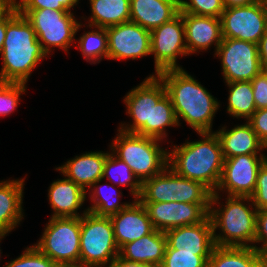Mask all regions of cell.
Listing matches in <instances>:
<instances>
[{
  "mask_svg": "<svg viewBox=\"0 0 267 267\" xmlns=\"http://www.w3.org/2000/svg\"><path fill=\"white\" fill-rule=\"evenodd\" d=\"M158 76L171 98L178 125L181 117L197 133L211 132L220 105L217 99L182 68L164 70Z\"/></svg>",
  "mask_w": 267,
  "mask_h": 267,
  "instance_id": "6da1fadb",
  "label": "cell"
},
{
  "mask_svg": "<svg viewBox=\"0 0 267 267\" xmlns=\"http://www.w3.org/2000/svg\"><path fill=\"white\" fill-rule=\"evenodd\" d=\"M46 56L33 26L15 8L7 16L0 81L26 84L32 70Z\"/></svg>",
  "mask_w": 267,
  "mask_h": 267,
  "instance_id": "7a4b0ae2",
  "label": "cell"
},
{
  "mask_svg": "<svg viewBox=\"0 0 267 267\" xmlns=\"http://www.w3.org/2000/svg\"><path fill=\"white\" fill-rule=\"evenodd\" d=\"M198 134L203 140L174 145L168 151V167L179 176L201 182L214 193L224 164L221 143L215 132Z\"/></svg>",
  "mask_w": 267,
  "mask_h": 267,
  "instance_id": "3957f363",
  "label": "cell"
},
{
  "mask_svg": "<svg viewBox=\"0 0 267 267\" xmlns=\"http://www.w3.org/2000/svg\"><path fill=\"white\" fill-rule=\"evenodd\" d=\"M226 199L225 207L214 209L216 203L220 204L218 191L211 195L209 216L213 225L215 245L254 247L258 210L255 207L253 210L244 203L252 202L251 197L228 196ZM218 227L223 232L222 236L215 233Z\"/></svg>",
  "mask_w": 267,
  "mask_h": 267,
  "instance_id": "277c9868",
  "label": "cell"
},
{
  "mask_svg": "<svg viewBox=\"0 0 267 267\" xmlns=\"http://www.w3.org/2000/svg\"><path fill=\"white\" fill-rule=\"evenodd\" d=\"M118 131L110 146L112 153L131 168L141 183L168 166V152L158 144L161 140Z\"/></svg>",
  "mask_w": 267,
  "mask_h": 267,
  "instance_id": "5b68a950",
  "label": "cell"
},
{
  "mask_svg": "<svg viewBox=\"0 0 267 267\" xmlns=\"http://www.w3.org/2000/svg\"><path fill=\"white\" fill-rule=\"evenodd\" d=\"M119 256L110 217L84 211L81 215L80 267H108Z\"/></svg>",
  "mask_w": 267,
  "mask_h": 267,
  "instance_id": "8992f818",
  "label": "cell"
},
{
  "mask_svg": "<svg viewBox=\"0 0 267 267\" xmlns=\"http://www.w3.org/2000/svg\"><path fill=\"white\" fill-rule=\"evenodd\" d=\"M212 192L201 182L177 175L170 167L141 184V203L210 204Z\"/></svg>",
  "mask_w": 267,
  "mask_h": 267,
  "instance_id": "52a82bcc",
  "label": "cell"
},
{
  "mask_svg": "<svg viewBox=\"0 0 267 267\" xmlns=\"http://www.w3.org/2000/svg\"><path fill=\"white\" fill-rule=\"evenodd\" d=\"M81 217H51L34 245L57 265H79Z\"/></svg>",
  "mask_w": 267,
  "mask_h": 267,
  "instance_id": "ba28073f",
  "label": "cell"
},
{
  "mask_svg": "<svg viewBox=\"0 0 267 267\" xmlns=\"http://www.w3.org/2000/svg\"><path fill=\"white\" fill-rule=\"evenodd\" d=\"M33 26L38 41L47 55L51 47H60L67 51L71 47L81 24L76 21L73 13L67 10H18Z\"/></svg>",
  "mask_w": 267,
  "mask_h": 267,
  "instance_id": "9c48e42d",
  "label": "cell"
},
{
  "mask_svg": "<svg viewBox=\"0 0 267 267\" xmlns=\"http://www.w3.org/2000/svg\"><path fill=\"white\" fill-rule=\"evenodd\" d=\"M167 93L165 84L158 75H151L136 88L127 93L124 102L133 121L130 126L121 125L119 130L126 133L152 138L153 103Z\"/></svg>",
  "mask_w": 267,
  "mask_h": 267,
  "instance_id": "30bf717a",
  "label": "cell"
},
{
  "mask_svg": "<svg viewBox=\"0 0 267 267\" xmlns=\"http://www.w3.org/2000/svg\"><path fill=\"white\" fill-rule=\"evenodd\" d=\"M215 55L221 57L226 83L251 81L262 71L256 43L222 38Z\"/></svg>",
  "mask_w": 267,
  "mask_h": 267,
  "instance_id": "8fae6325",
  "label": "cell"
},
{
  "mask_svg": "<svg viewBox=\"0 0 267 267\" xmlns=\"http://www.w3.org/2000/svg\"><path fill=\"white\" fill-rule=\"evenodd\" d=\"M221 28L222 38L258 44L267 29V8L260 0L247 6L225 8Z\"/></svg>",
  "mask_w": 267,
  "mask_h": 267,
  "instance_id": "7c38bea8",
  "label": "cell"
},
{
  "mask_svg": "<svg viewBox=\"0 0 267 267\" xmlns=\"http://www.w3.org/2000/svg\"><path fill=\"white\" fill-rule=\"evenodd\" d=\"M150 46L151 54H154L155 75L164 70L181 68L176 62L178 55H189L181 12L171 21L150 31Z\"/></svg>",
  "mask_w": 267,
  "mask_h": 267,
  "instance_id": "4fadbf2b",
  "label": "cell"
},
{
  "mask_svg": "<svg viewBox=\"0 0 267 267\" xmlns=\"http://www.w3.org/2000/svg\"><path fill=\"white\" fill-rule=\"evenodd\" d=\"M154 229L166 232L169 229L196 225L203 222L210 211V204L154 202L142 203Z\"/></svg>",
  "mask_w": 267,
  "mask_h": 267,
  "instance_id": "5bb4252c",
  "label": "cell"
},
{
  "mask_svg": "<svg viewBox=\"0 0 267 267\" xmlns=\"http://www.w3.org/2000/svg\"><path fill=\"white\" fill-rule=\"evenodd\" d=\"M262 166V154L237 155L224 159L218 191L226 189L228 196H251Z\"/></svg>",
  "mask_w": 267,
  "mask_h": 267,
  "instance_id": "9a60e30c",
  "label": "cell"
},
{
  "mask_svg": "<svg viewBox=\"0 0 267 267\" xmlns=\"http://www.w3.org/2000/svg\"><path fill=\"white\" fill-rule=\"evenodd\" d=\"M108 59H136L151 54L150 31L128 21L106 28Z\"/></svg>",
  "mask_w": 267,
  "mask_h": 267,
  "instance_id": "2e32d148",
  "label": "cell"
},
{
  "mask_svg": "<svg viewBox=\"0 0 267 267\" xmlns=\"http://www.w3.org/2000/svg\"><path fill=\"white\" fill-rule=\"evenodd\" d=\"M110 219L119 249L154 230L146 208L138 199H135L132 203L130 202L126 208L117 214L111 215Z\"/></svg>",
  "mask_w": 267,
  "mask_h": 267,
  "instance_id": "e0dca14e",
  "label": "cell"
},
{
  "mask_svg": "<svg viewBox=\"0 0 267 267\" xmlns=\"http://www.w3.org/2000/svg\"><path fill=\"white\" fill-rule=\"evenodd\" d=\"M164 233L166 249H177L179 252H213L216 246L210 216L199 224L172 228Z\"/></svg>",
  "mask_w": 267,
  "mask_h": 267,
  "instance_id": "ac0fdd59",
  "label": "cell"
},
{
  "mask_svg": "<svg viewBox=\"0 0 267 267\" xmlns=\"http://www.w3.org/2000/svg\"><path fill=\"white\" fill-rule=\"evenodd\" d=\"M188 54L208 49L215 43V53L222 41L221 18L182 13ZM198 50V51H197Z\"/></svg>",
  "mask_w": 267,
  "mask_h": 267,
  "instance_id": "d6986e66",
  "label": "cell"
},
{
  "mask_svg": "<svg viewBox=\"0 0 267 267\" xmlns=\"http://www.w3.org/2000/svg\"><path fill=\"white\" fill-rule=\"evenodd\" d=\"M179 12V0H130V21L149 31L171 21Z\"/></svg>",
  "mask_w": 267,
  "mask_h": 267,
  "instance_id": "ffe728a7",
  "label": "cell"
},
{
  "mask_svg": "<svg viewBox=\"0 0 267 267\" xmlns=\"http://www.w3.org/2000/svg\"><path fill=\"white\" fill-rule=\"evenodd\" d=\"M167 241L165 233L154 229L138 240L129 242L119 249V258L135 263L160 267L163 263Z\"/></svg>",
  "mask_w": 267,
  "mask_h": 267,
  "instance_id": "44dd1931",
  "label": "cell"
},
{
  "mask_svg": "<svg viewBox=\"0 0 267 267\" xmlns=\"http://www.w3.org/2000/svg\"><path fill=\"white\" fill-rule=\"evenodd\" d=\"M109 153L88 152L67 161L65 165L55 168L64 177L73 181L86 191L99 180H102L104 164Z\"/></svg>",
  "mask_w": 267,
  "mask_h": 267,
  "instance_id": "7402d4cb",
  "label": "cell"
},
{
  "mask_svg": "<svg viewBox=\"0 0 267 267\" xmlns=\"http://www.w3.org/2000/svg\"><path fill=\"white\" fill-rule=\"evenodd\" d=\"M49 188L52 217H81L77 210L83 206L87 195L82 187L65 177L54 181Z\"/></svg>",
  "mask_w": 267,
  "mask_h": 267,
  "instance_id": "603a6c76",
  "label": "cell"
},
{
  "mask_svg": "<svg viewBox=\"0 0 267 267\" xmlns=\"http://www.w3.org/2000/svg\"><path fill=\"white\" fill-rule=\"evenodd\" d=\"M225 128L215 132L220 140L224 159L237 155H257L260 150L265 149L247 121L229 131Z\"/></svg>",
  "mask_w": 267,
  "mask_h": 267,
  "instance_id": "cb8c5ba5",
  "label": "cell"
},
{
  "mask_svg": "<svg viewBox=\"0 0 267 267\" xmlns=\"http://www.w3.org/2000/svg\"><path fill=\"white\" fill-rule=\"evenodd\" d=\"M24 178L0 182V233L11 232L22 220Z\"/></svg>",
  "mask_w": 267,
  "mask_h": 267,
  "instance_id": "d4e9b609",
  "label": "cell"
},
{
  "mask_svg": "<svg viewBox=\"0 0 267 267\" xmlns=\"http://www.w3.org/2000/svg\"><path fill=\"white\" fill-rule=\"evenodd\" d=\"M89 27L108 28L130 21V0H89Z\"/></svg>",
  "mask_w": 267,
  "mask_h": 267,
  "instance_id": "484cf974",
  "label": "cell"
},
{
  "mask_svg": "<svg viewBox=\"0 0 267 267\" xmlns=\"http://www.w3.org/2000/svg\"><path fill=\"white\" fill-rule=\"evenodd\" d=\"M260 255L254 247L215 246L207 267H249Z\"/></svg>",
  "mask_w": 267,
  "mask_h": 267,
  "instance_id": "4316f807",
  "label": "cell"
},
{
  "mask_svg": "<svg viewBox=\"0 0 267 267\" xmlns=\"http://www.w3.org/2000/svg\"><path fill=\"white\" fill-rule=\"evenodd\" d=\"M229 86V97L227 111L237 118L249 119L256 111L251 81H240L227 83Z\"/></svg>",
  "mask_w": 267,
  "mask_h": 267,
  "instance_id": "83f0119b",
  "label": "cell"
},
{
  "mask_svg": "<svg viewBox=\"0 0 267 267\" xmlns=\"http://www.w3.org/2000/svg\"><path fill=\"white\" fill-rule=\"evenodd\" d=\"M105 177L119 186H130V192L134 199L139 198L142 183L134 175L131 168L112 153L108 154L104 164L102 180Z\"/></svg>",
  "mask_w": 267,
  "mask_h": 267,
  "instance_id": "f1b7e54d",
  "label": "cell"
},
{
  "mask_svg": "<svg viewBox=\"0 0 267 267\" xmlns=\"http://www.w3.org/2000/svg\"><path fill=\"white\" fill-rule=\"evenodd\" d=\"M100 182H101V180L96 181L91 186V188H94V189H91L93 194H91L90 197H91L92 201H94V204L90 208L86 209L88 212L93 213L97 216L110 217L111 215L117 214L119 211L126 208L130 204V203L119 204L118 201H116L114 199V197H113L114 195L117 198V200L119 199V196L121 195V192L118 193V192L114 191V189L117 190L116 188H114L115 187L114 185L110 186V185L105 184L106 188L107 189L109 188L110 193L109 192L103 193L104 187H102L101 185L97 186V184ZM117 193H118V195H117Z\"/></svg>",
  "mask_w": 267,
  "mask_h": 267,
  "instance_id": "f546056e",
  "label": "cell"
},
{
  "mask_svg": "<svg viewBox=\"0 0 267 267\" xmlns=\"http://www.w3.org/2000/svg\"><path fill=\"white\" fill-rule=\"evenodd\" d=\"M97 31L85 32L78 41V49L81 50L85 60L96 64L102 58H107L108 42L106 28L96 27Z\"/></svg>",
  "mask_w": 267,
  "mask_h": 267,
  "instance_id": "4dcf8cb0",
  "label": "cell"
},
{
  "mask_svg": "<svg viewBox=\"0 0 267 267\" xmlns=\"http://www.w3.org/2000/svg\"><path fill=\"white\" fill-rule=\"evenodd\" d=\"M179 126L174 107L172 105L171 98L166 93L158 103H153V114H152V138L161 140L167 134L166 126Z\"/></svg>",
  "mask_w": 267,
  "mask_h": 267,
  "instance_id": "1f68e13d",
  "label": "cell"
},
{
  "mask_svg": "<svg viewBox=\"0 0 267 267\" xmlns=\"http://www.w3.org/2000/svg\"><path fill=\"white\" fill-rule=\"evenodd\" d=\"M212 252H179L177 249H166L160 267H207Z\"/></svg>",
  "mask_w": 267,
  "mask_h": 267,
  "instance_id": "d6a6232c",
  "label": "cell"
},
{
  "mask_svg": "<svg viewBox=\"0 0 267 267\" xmlns=\"http://www.w3.org/2000/svg\"><path fill=\"white\" fill-rule=\"evenodd\" d=\"M180 12L221 18L225 10L223 0H180Z\"/></svg>",
  "mask_w": 267,
  "mask_h": 267,
  "instance_id": "836d02e7",
  "label": "cell"
},
{
  "mask_svg": "<svg viewBox=\"0 0 267 267\" xmlns=\"http://www.w3.org/2000/svg\"><path fill=\"white\" fill-rule=\"evenodd\" d=\"M25 83L0 81V116H6L16 110L20 95L26 90Z\"/></svg>",
  "mask_w": 267,
  "mask_h": 267,
  "instance_id": "e575fe53",
  "label": "cell"
},
{
  "mask_svg": "<svg viewBox=\"0 0 267 267\" xmlns=\"http://www.w3.org/2000/svg\"><path fill=\"white\" fill-rule=\"evenodd\" d=\"M56 265L33 245L26 248L20 257L7 263L5 267H56Z\"/></svg>",
  "mask_w": 267,
  "mask_h": 267,
  "instance_id": "d590c367",
  "label": "cell"
},
{
  "mask_svg": "<svg viewBox=\"0 0 267 267\" xmlns=\"http://www.w3.org/2000/svg\"><path fill=\"white\" fill-rule=\"evenodd\" d=\"M79 0H21L16 2L17 10H40V9H53V10H67L71 12Z\"/></svg>",
  "mask_w": 267,
  "mask_h": 267,
  "instance_id": "8d00e7d4",
  "label": "cell"
},
{
  "mask_svg": "<svg viewBox=\"0 0 267 267\" xmlns=\"http://www.w3.org/2000/svg\"><path fill=\"white\" fill-rule=\"evenodd\" d=\"M250 197L257 210L267 209V170L263 165L259 169L255 190Z\"/></svg>",
  "mask_w": 267,
  "mask_h": 267,
  "instance_id": "74e56055",
  "label": "cell"
},
{
  "mask_svg": "<svg viewBox=\"0 0 267 267\" xmlns=\"http://www.w3.org/2000/svg\"><path fill=\"white\" fill-rule=\"evenodd\" d=\"M256 110L267 108V72L261 71L251 80Z\"/></svg>",
  "mask_w": 267,
  "mask_h": 267,
  "instance_id": "f35d334b",
  "label": "cell"
},
{
  "mask_svg": "<svg viewBox=\"0 0 267 267\" xmlns=\"http://www.w3.org/2000/svg\"><path fill=\"white\" fill-rule=\"evenodd\" d=\"M254 243H263L254 248L261 254L267 255V209H259L256 217V237Z\"/></svg>",
  "mask_w": 267,
  "mask_h": 267,
  "instance_id": "ab89813d",
  "label": "cell"
},
{
  "mask_svg": "<svg viewBox=\"0 0 267 267\" xmlns=\"http://www.w3.org/2000/svg\"><path fill=\"white\" fill-rule=\"evenodd\" d=\"M265 148H267V108L256 110L247 120Z\"/></svg>",
  "mask_w": 267,
  "mask_h": 267,
  "instance_id": "60d3db41",
  "label": "cell"
},
{
  "mask_svg": "<svg viewBox=\"0 0 267 267\" xmlns=\"http://www.w3.org/2000/svg\"><path fill=\"white\" fill-rule=\"evenodd\" d=\"M258 51L262 71L267 72V29L258 43Z\"/></svg>",
  "mask_w": 267,
  "mask_h": 267,
  "instance_id": "b9f144b4",
  "label": "cell"
},
{
  "mask_svg": "<svg viewBox=\"0 0 267 267\" xmlns=\"http://www.w3.org/2000/svg\"><path fill=\"white\" fill-rule=\"evenodd\" d=\"M16 8V0H0V21Z\"/></svg>",
  "mask_w": 267,
  "mask_h": 267,
  "instance_id": "7bdbcfd3",
  "label": "cell"
},
{
  "mask_svg": "<svg viewBox=\"0 0 267 267\" xmlns=\"http://www.w3.org/2000/svg\"><path fill=\"white\" fill-rule=\"evenodd\" d=\"M111 267H157V266L143 264V263L129 262L117 257V259L112 263Z\"/></svg>",
  "mask_w": 267,
  "mask_h": 267,
  "instance_id": "ee69618b",
  "label": "cell"
},
{
  "mask_svg": "<svg viewBox=\"0 0 267 267\" xmlns=\"http://www.w3.org/2000/svg\"><path fill=\"white\" fill-rule=\"evenodd\" d=\"M259 0H223L225 8L247 6L258 2Z\"/></svg>",
  "mask_w": 267,
  "mask_h": 267,
  "instance_id": "f6af8a7d",
  "label": "cell"
},
{
  "mask_svg": "<svg viewBox=\"0 0 267 267\" xmlns=\"http://www.w3.org/2000/svg\"><path fill=\"white\" fill-rule=\"evenodd\" d=\"M6 26H7V17L4 20L0 21V54L3 49V43L6 34Z\"/></svg>",
  "mask_w": 267,
  "mask_h": 267,
  "instance_id": "bcb514c9",
  "label": "cell"
},
{
  "mask_svg": "<svg viewBox=\"0 0 267 267\" xmlns=\"http://www.w3.org/2000/svg\"><path fill=\"white\" fill-rule=\"evenodd\" d=\"M249 267H267V255H260Z\"/></svg>",
  "mask_w": 267,
  "mask_h": 267,
  "instance_id": "7dc6e473",
  "label": "cell"
},
{
  "mask_svg": "<svg viewBox=\"0 0 267 267\" xmlns=\"http://www.w3.org/2000/svg\"><path fill=\"white\" fill-rule=\"evenodd\" d=\"M267 149V148H265ZM262 165L266 168L267 170V156L262 155Z\"/></svg>",
  "mask_w": 267,
  "mask_h": 267,
  "instance_id": "c3c4849f",
  "label": "cell"
},
{
  "mask_svg": "<svg viewBox=\"0 0 267 267\" xmlns=\"http://www.w3.org/2000/svg\"><path fill=\"white\" fill-rule=\"evenodd\" d=\"M56 267H80L79 265H56Z\"/></svg>",
  "mask_w": 267,
  "mask_h": 267,
  "instance_id": "681fc988",
  "label": "cell"
},
{
  "mask_svg": "<svg viewBox=\"0 0 267 267\" xmlns=\"http://www.w3.org/2000/svg\"><path fill=\"white\" fill-rule=\"evenodd\" d=\"M262 4L267 8V0H260Z\"/></svg>",
  "mask_w": 267,
  "mask_h": 267,
  "instance_id": "f907efd6",
  "label": "cell"
},
{
  "mask_svg": "<svg viewBox=\"0 0 267 267\" xmlns=\"http://www.w3.org/2000/svg\"><path fill=\"white\" fill-rule=\"evenodd\" d=\"M6 234L5 233H0V239H2ZM1 241V240H0ZM1 257V256H0Z\"/></svg>",
  "mask_w": 267,
  "mask_h": 267,
  "instance_id": "816d5d0a",
  "label": "cell"
}]
</instances>
